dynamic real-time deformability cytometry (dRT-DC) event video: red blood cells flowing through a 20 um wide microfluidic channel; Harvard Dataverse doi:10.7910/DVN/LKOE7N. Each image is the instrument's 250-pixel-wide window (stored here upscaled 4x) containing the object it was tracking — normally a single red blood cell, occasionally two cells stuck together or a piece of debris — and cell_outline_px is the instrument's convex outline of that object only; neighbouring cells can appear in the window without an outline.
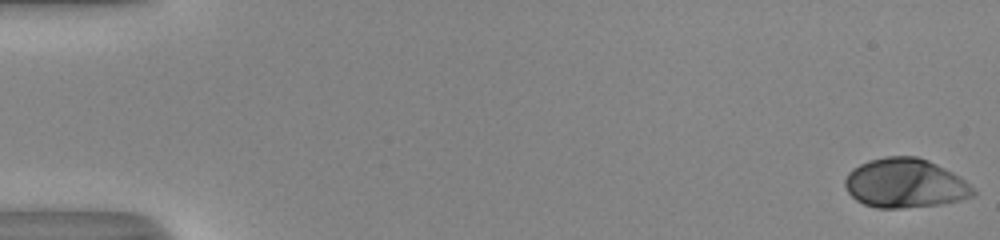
{"species": "human", "species_latin": "Homo sapiens", "temperature_condition": "room temperature", "stored_images_in_passage": 52, "camera_frame_rate_fps": 3000, "um_per_image_px": 0.085, "donor": {"sex": "male"}, "frame": {"image": 1, "passage_image": 1, "time_ms": 0.0, "image_size_px": [1000, 240], "cell_outline_px": [[976, 192], [972, 196], [960, 200], [940, 204], [900, 208], [876, 208], [864, 204], [856, 200], [848, 192], [844, 184], [844, 180], [848, 172], [852, 168], [868, 160], [884, 156], [916, 156], [928, 160], [952, 172], [964, 180]], "centroid_in_image_um": [76.89, 15.57], "position_along_channel_um": 8.1, "area_um2": 36.7}}
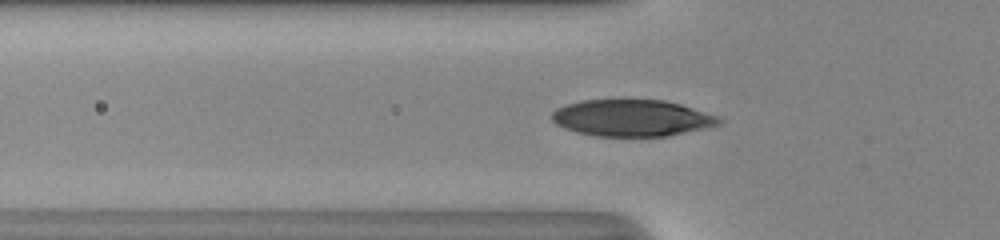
{"frame": {"image": 2, "passage_image": 19, "time_ms": 6.0, "image_size_px": [1000, 240], "cell_outline_px": [[724, 124], [708, 128], [668, 136], [596, 136], [576, 132], [564, 128], [556, 124], [552, 120], [552, 112], [556, 108], [564, 104], [580, 100], [664, 100], [680, 104], [720, 116], [724, 120]], "centroid_in_image_um": [53.76, 10.03], "position_along_channel_um": 72.0, "area_um2": 36.13}}
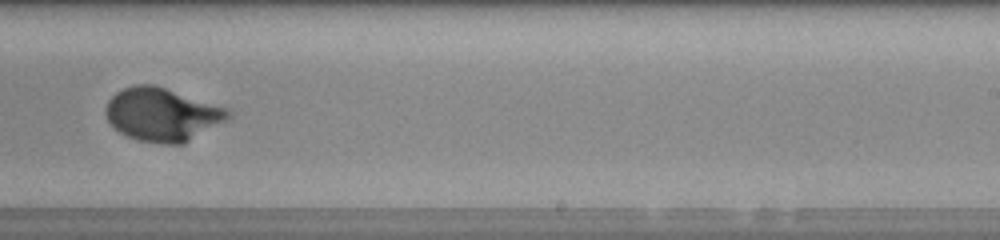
{"frame": {"image": 3, "passage_image": 34, "time_ms": 11.0, "image_size_px": [1000, 240], "cell_outline_px": [[232, 116], [228, 120], [184, 144], [164, 144], [136, 140], [120, 132], [108, 120], [104, 112], [104, 108], [108, 100], [116, 92], [124, 88], [136, 84], [152, 84], [228, 108], [232, 112]], "centroid_in_image_um": [13.8, 9.74], "position_along_channel_um": 275.2, "area_um2": 38.09}, "authors_computed_cell_mechanics": {"area_um2": 36.1828, "velocity_mm_per_s": 4.0671, "shape_relaxation_time_tau1_ms": 4.0824, "shape_relaxation_time_tau2_ms": null, "deformation_change_tau1": 0.2126, "deformation_change_tau2": null}}